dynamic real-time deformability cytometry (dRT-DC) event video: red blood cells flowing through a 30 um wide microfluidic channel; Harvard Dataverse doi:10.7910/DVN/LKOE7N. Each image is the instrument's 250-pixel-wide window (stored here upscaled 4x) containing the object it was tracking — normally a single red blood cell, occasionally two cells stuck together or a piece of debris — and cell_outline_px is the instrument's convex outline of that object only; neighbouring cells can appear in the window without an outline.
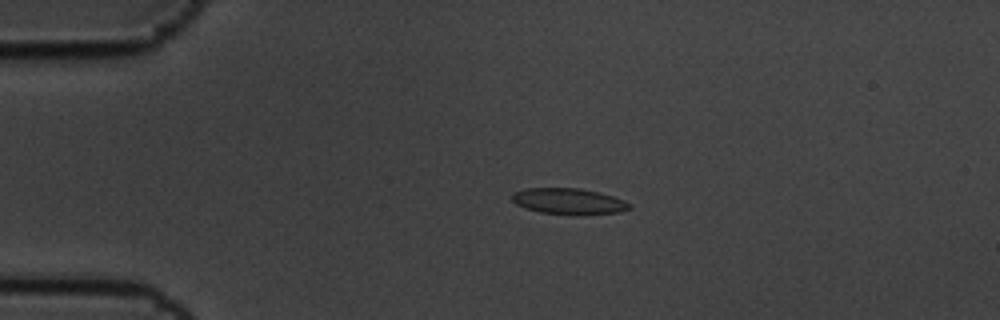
{"species": "common noctule bat (a hibernating species)", "species_latin": "Nyctalus noctula", "temperature_condition": "cold", "stored_images_in_passage": 4, "camera_frame_rate_fps": 3000, "um_per_image_px": 0.085, "animal": {"sex": "male", "body_mass_g": 19.5, "forearm_length_mm": 54.6}, "frame": {"image": 1, "passage_image": 3, "time_ms": 0.667, "image_size_px": [1000, 320], "cell_outline_px": [[632, 208], [620, 212], [540, 212], [524, 208], [516, 204], [512, 200], [512, 192], [524, 188], [580, 188], [600, 192], [624, 200], [632, 204]], "centroid_in_image_um": [48.3, 17.05], "position_along_channel_um": 36.7, "area_um2": 17.11}}